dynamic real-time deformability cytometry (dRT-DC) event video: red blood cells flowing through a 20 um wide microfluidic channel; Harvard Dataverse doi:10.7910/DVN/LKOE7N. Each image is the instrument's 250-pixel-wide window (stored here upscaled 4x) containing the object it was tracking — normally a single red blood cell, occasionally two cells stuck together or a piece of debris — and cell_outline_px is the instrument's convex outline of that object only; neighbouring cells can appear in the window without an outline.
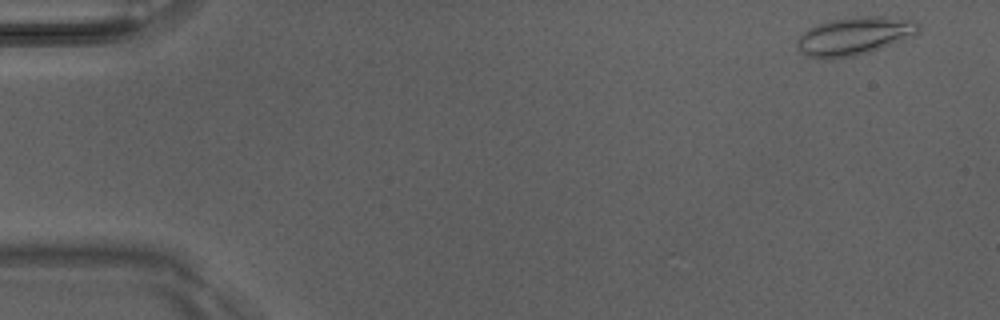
{"species": "Egyptian fruit bat (a non-hibernating species)", "species_latin": "Rousettus aegyptiacus", "temperature_condition": "room temperature", "stored_images_in_passage": 5, "camera_frame_rate_fps": 3000, "um_per_image_px": 0.085, "animal": {"sex": "male"}, "frame": {"image": 1, "passage_image": 1, "time_ms": 0.0, "image_size_px": [1000, 320], "cell_outline_px": [[920, 32], [916, 36], [868, 52], [852, 56], [832, 60], [824, 60], [804, 56], [796, 48], [796, 40], [808, 28], [816, 24], [832, 20], [864, 16], [880, 16], [912, 20], [920, 24]], "centroid_in_image_um": [72.6, 3.09], "position_along_channel_um": 12.4, "area_um2": 27.28}}